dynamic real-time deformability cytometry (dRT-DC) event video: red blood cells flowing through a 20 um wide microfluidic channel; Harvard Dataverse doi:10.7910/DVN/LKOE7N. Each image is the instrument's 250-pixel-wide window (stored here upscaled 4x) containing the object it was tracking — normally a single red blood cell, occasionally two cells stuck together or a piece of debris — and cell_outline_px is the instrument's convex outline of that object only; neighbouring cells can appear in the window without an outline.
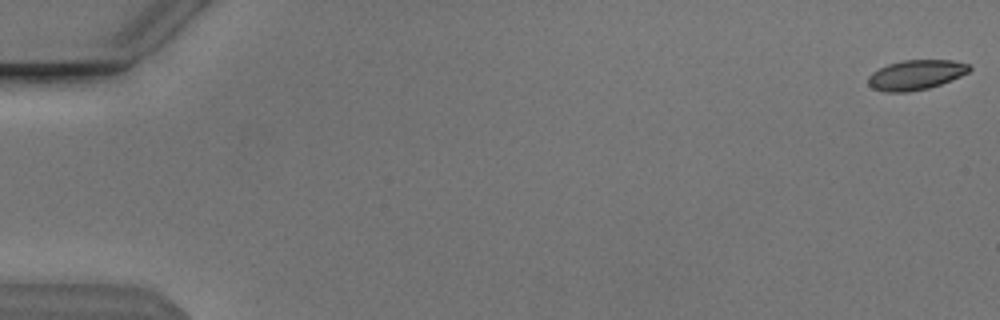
{"species": "Egyptian fruit bat (a non-hibernating species)", "species_latin": "Rousettus aegyptiacus", "temperature_condition": "cold", "stored_images_in_passage": 54, "camera_frame_rate_fps": 3000, "um_per_image_px": 0.085, "animal": {"sex": "male"}, "frame": {"image": 1, "passage_image": 1, "time_ms": 0.0, "image_size_px": [1000, 320], "cell_outline_px": [[972, 68], [968, 72], [960, 76], [940, 84], [928, 88], [908, 92], [884, 92], [872, 88], [868, 84], [868, 76], [872, 72], [888, 64], [904, 60], [952, 60], [968, 64]], "centroid_in_image_um": [77.82, 6.36], "position_along_channel_um": 7.2, "area_um2": 17.51}}
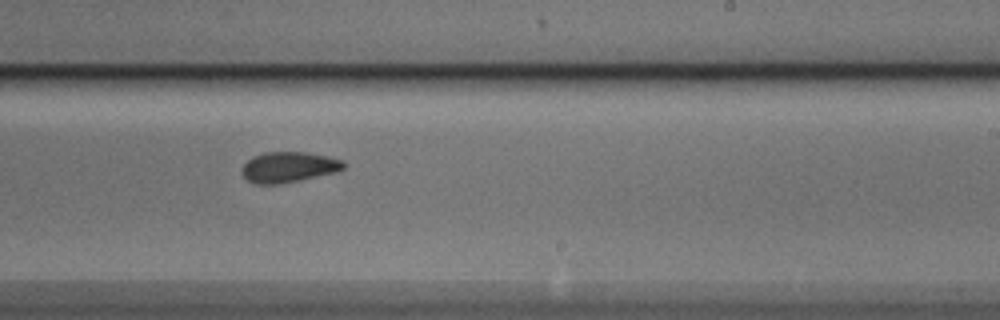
{"frame": {"image": 2, "passage_image": 34, "time_ms": 11.0, "image_size_px": [1000, 320], "cell_outline_px": [[344, 168], [336, 172], [280, 184], [256, 184], [248, 180], [244, 176], [244, 164], [252, 156], [264, 152], [308, 152], [328, 156], [344, 160]], "centroid_in_image_um": [24.56, 14.19], "position_along_channel_um": 264.4, "area_um2": 17.98}}
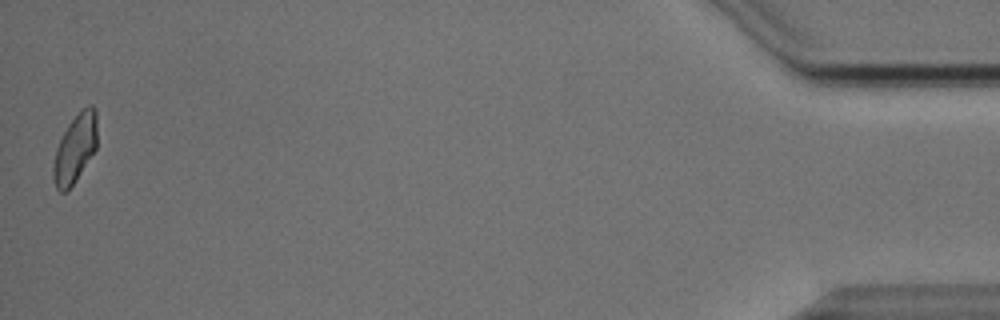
{"frame": {"image": 3, "passage_image": 54, "time_ms": 17.667, "image_size_px": [1000, 320], "cell_outline_px": [[96, 148], [76, 180], [64, 192], [60, 192], [56, 188], [52, 180], [52, 168], [56, 148], [68, 124], [80, 108], [88, 104], [92, 104], [96, 108]], "centroid_in_image_um": [6.37, 12.58], "position_along_channel_um": 428.8, "area_um2": 17.57}, "authors_computed_cell_mechanics": {"area_um2": 18.0047, "velocity_mm_per_s": 3.8309, "shape_relaxation_time_tau1_ms": null, "shape_relaxation_time_tau2_ms": 1.9958, "deformation_change_tau1": null, "deformation_change_tau2": 0.0583}}